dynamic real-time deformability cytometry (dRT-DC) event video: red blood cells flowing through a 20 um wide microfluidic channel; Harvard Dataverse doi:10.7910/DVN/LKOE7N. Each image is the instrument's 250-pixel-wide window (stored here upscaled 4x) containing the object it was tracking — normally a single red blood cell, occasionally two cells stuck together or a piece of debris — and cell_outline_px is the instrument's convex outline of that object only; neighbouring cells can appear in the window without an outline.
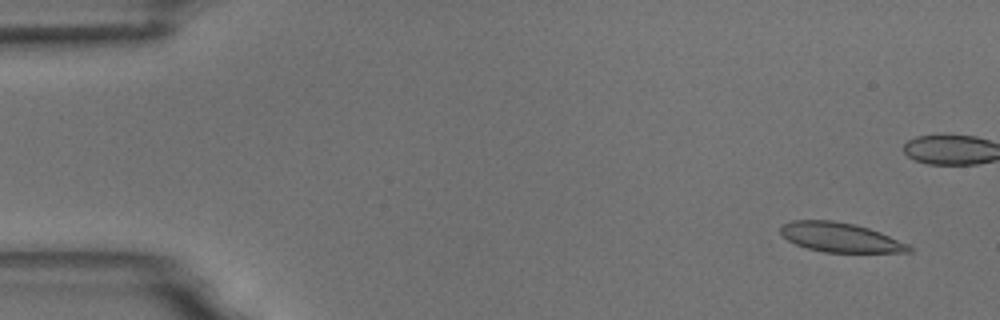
{"species": "common noctule bat (a hibernating species)", "species_latin": "Nyctalus noctula", "temperature_condition": "room temperature", "stored_images_in_passage": 5, "camera_frame_rate_fps": 3000, "um_per_image_px": 0.085, "animal": {"sex": "male", "body_mass_g": 18.8}, "frame": {"image": 1, "passage_image": 1, "time_ms": 0.0, "image_size_px": [1000, 320], "cell_outline_px": [[916, 248], [912, 252], [824, 252], [808, 248], [796, 244], [788, 240], [780, 232], [780, 228], [784, 224], [792, 220], [832, 220], [856, 224], [880, 232], [908, 244]], "centroid_in_image_um": [71.46, 20.17], "position_along_channel_um": 13.5, "area_um2": 21.96}}
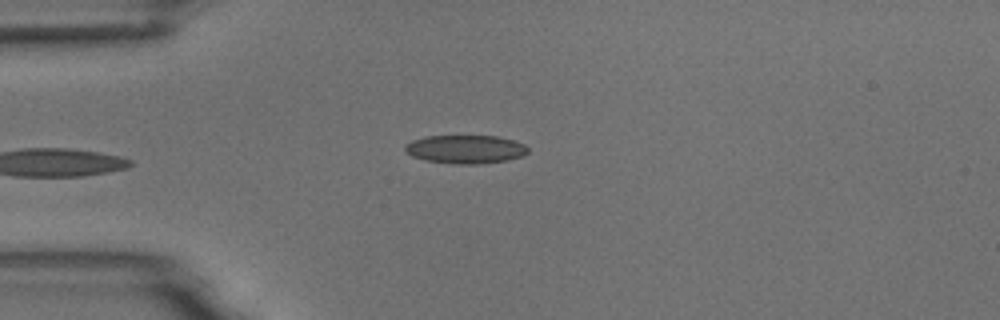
{"frame": {"image": 2, "passage_image": 5, "time_ms": 5.0, "image_size_px": [1000, 320], "cell_outline_px": [[528, 152], [524, 156], [508, 160], [480, 164], [456, 164], [424, 160], [412, 156], [404, 148], [404, 144], [412, 140], [424, 136], [496, 136], [512, 140], [524, 144], [528, 148]], "centroid_in_image_um": [39.57, 12.69], "position_along_channel_um": 45.4, "area_um2": 20.46}}